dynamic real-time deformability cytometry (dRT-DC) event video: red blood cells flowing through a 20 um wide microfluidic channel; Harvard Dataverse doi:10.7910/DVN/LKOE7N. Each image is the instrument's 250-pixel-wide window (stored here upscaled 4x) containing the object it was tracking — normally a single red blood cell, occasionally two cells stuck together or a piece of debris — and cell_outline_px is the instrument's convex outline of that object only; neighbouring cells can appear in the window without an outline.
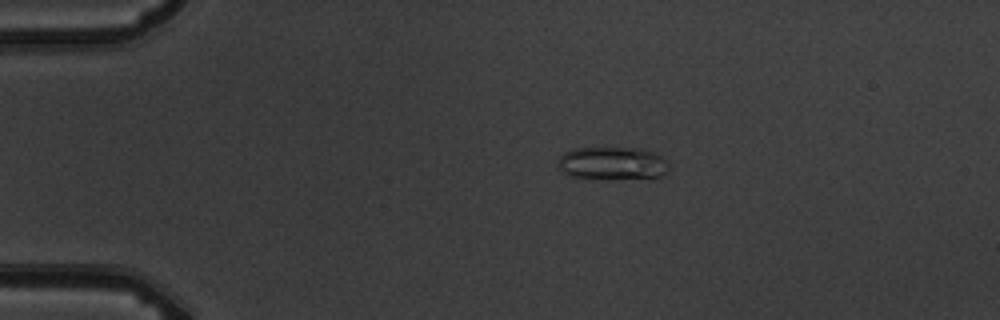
{"species": "common noctule bat (a hibernating species)", "species_latin": "Nyctalus noctula", "temperature_condition": "warm", "stored_images_in_passage": 4, "camera_frame_rate_fps": 3000, "um_per_image_px": 0.085, "animal": {"sex": "male", "body_mass_g": 19.5, "forearm_length_mm": 54.6}, "frame": {"image": 1, "passage_image": 3, "time_ms": 3.333, "image_size_px": [1000, 320], "cell_outline_px": [[668, 172], [660, 176], [572, 176], [560, 172], [560, 156], [564, 152], [572, 148], [644, 148], [660, 156], [668, 164]], "centroid_in_image_um": [52.04, 13.81], "position_along_channel_um": 33.0, "area_um2": 20.11}}